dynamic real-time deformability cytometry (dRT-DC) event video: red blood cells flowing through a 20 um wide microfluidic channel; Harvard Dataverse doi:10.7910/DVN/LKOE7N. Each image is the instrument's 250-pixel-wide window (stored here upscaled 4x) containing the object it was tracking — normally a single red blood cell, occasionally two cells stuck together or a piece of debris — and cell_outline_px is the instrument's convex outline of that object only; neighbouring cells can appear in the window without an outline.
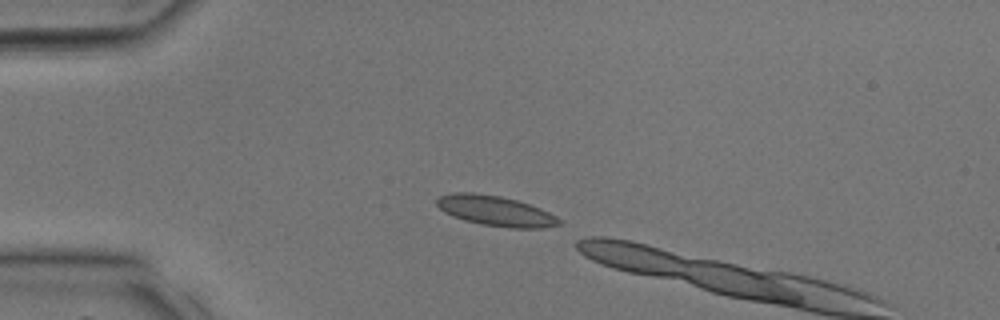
{"species": "common noctule bat (a hibernating species)", "species_latin": "Nyctalus noctula", "temperature_condition": "room temperature", "stored_images_in_passage": 3, "camera_frame_rate_fps": 3000, "um_per_image_px": 0.085, "animal": {"sex": "male", "body_mass_g": 17.9, "forearm_length_mm": 54.2}, "frame": {"image": 1, "passage_image": 1, "time_ms": 0.0, "image_size_px": [1000, 320], "cell_outline_px": [[564, 220], [560, 224], [540, 228], [512, 228], [480, 224], [464, 220], [452, 216], [444, 212], [436, 204], [436, 200], [440, 196], [452, 192], [472, 192], [500, 196], [516, 200], [540, 208]], "centroid_in_image_um": [42.11, 17.92], "position_along_channel_um": 42.9, "area_um2": 21.5}}